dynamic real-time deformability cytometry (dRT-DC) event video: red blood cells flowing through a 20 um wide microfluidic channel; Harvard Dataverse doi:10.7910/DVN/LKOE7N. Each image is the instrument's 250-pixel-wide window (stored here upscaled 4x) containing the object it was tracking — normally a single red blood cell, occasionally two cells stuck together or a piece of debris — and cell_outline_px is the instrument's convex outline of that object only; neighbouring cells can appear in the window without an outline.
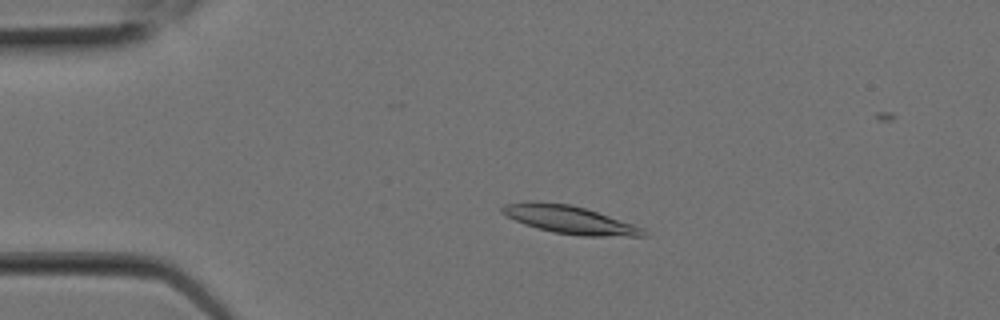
{"species": "Egyptian fruit bat (a non-hibernating species)", "species_latin": "Rousettus aegyptiacus", "temperature_condition": "room temperature", "stored_images_in_passage": 1, "camera_frame_rate_fps": 3000, "um_per_image_px": 0.085, "animal": {"sex": "female"}, "frame": {"image": 1, "passage_image": 1, "time_ms": 0.0, "image_size_px": [1000, 320], "cell_outline_px": [[648, 236], [580, 236], [552, 232], [524, 224], [500, 212], [500, 208], [504, 204], [524, 200], [536, 200], [572, 204], [644, 228]], "centroid_in_image_um": [48.34, 18.65], "position_along_channel_um": 36.7, "area_um2": 23.12}}